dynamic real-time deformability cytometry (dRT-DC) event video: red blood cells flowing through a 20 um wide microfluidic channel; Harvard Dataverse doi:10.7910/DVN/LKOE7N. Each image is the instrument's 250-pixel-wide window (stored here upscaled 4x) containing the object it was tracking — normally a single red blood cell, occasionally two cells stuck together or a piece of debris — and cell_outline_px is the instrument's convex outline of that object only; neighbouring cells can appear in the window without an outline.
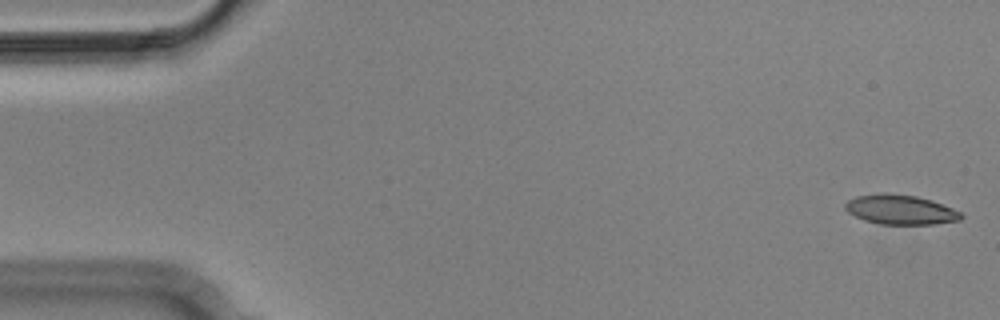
{"species": "Egyptian fruit bat (a non-hibernating species)", "species_latin": "Rousettus aegyptiacus", "temperature_condition": "cold", "stored_images_in_passage": 5, "camera_frame_rate_fps": 3000, "um_per_image_px": 0.085, "animal": {"sex": "male"}, "frame": {"image": 1, "passage_image": 1, "time_ms": 0.0, "image_size_px": [1000, 320], "cell_outline_px": [[964, 216], [960, 220], [932, 224], [880, 224], [864, 220], [848, 212], [844, 208], [844, 204], [848, 200], [856, 196], [884, 192], [916, 196], [932, 200], [952, 208], [960, 212]], "centroid_in_image_um": [76.52, 17.81], "position_along_channel_um": 8.5, "area_um2": 20.0}}